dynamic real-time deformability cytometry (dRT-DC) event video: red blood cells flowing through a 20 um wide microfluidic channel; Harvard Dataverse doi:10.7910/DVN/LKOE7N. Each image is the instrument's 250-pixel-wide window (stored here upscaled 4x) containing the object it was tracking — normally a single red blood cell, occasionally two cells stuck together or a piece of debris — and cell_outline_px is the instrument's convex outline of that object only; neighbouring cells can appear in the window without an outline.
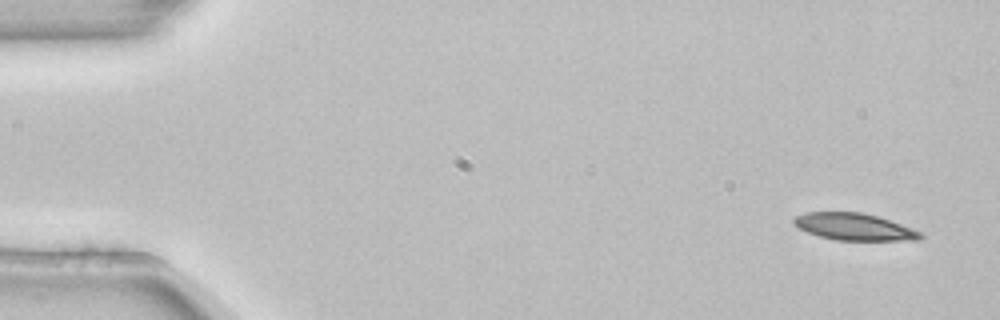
{"species": "common noctule bat (a hibernating species)", "species_latin": "Nyctalus noctula", "temperature_condition": "room temperature", "stored_images_in_passage": 4, "camera_frame_rate_fps": 3000, "um_per_image_px": 0.085, "animal": {"sex": "female", "body_mass_g": 22.7, "forearm_length_mm": 54.2}, "frame": {"image": 1, "passage_image": 1, "time_ms": 0.0, "image_size_px": [1000, 320], "cell_outline_px": [[924, 236], [920, 240], [836, 240], [820, 236], [808, 232], [792, 224], [792, 220], [796, 216], [804, 212], [860, 212], [876, 216], [924, 232]], "centroid_in_image_um": [72.62, 19.28], "position_along_channel_um": 12.4, "area_um2": 19.83}}
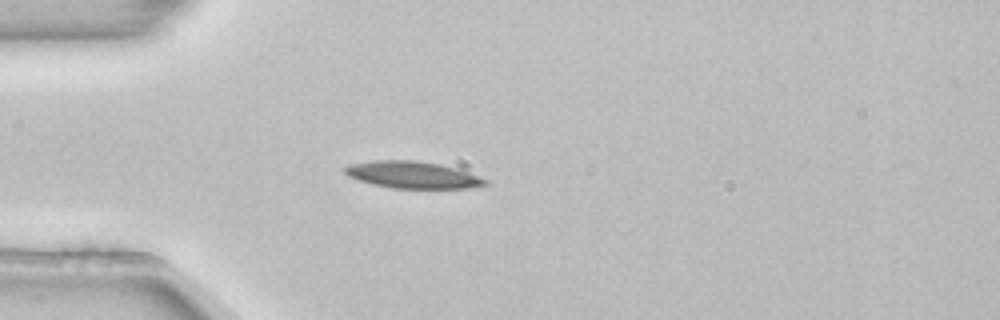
{"frame": {"image": 2, "passage_image": 4, "time_ms": 1.0, "image_size_px": [1000, 320], "cell_outline_px": [[488, 184], [472, 188], [392, 188], [372, 184], [348, 176], [344, 172], [344, 168], [348, 164], [372, 160], [412, 160], [440, 164], [456, 168], [468, 172], [488, 180]], "centroid_in_image_um": [35.06, 14.86], "position_along_channel_um": 49.9, "area_um2": 22.02}}